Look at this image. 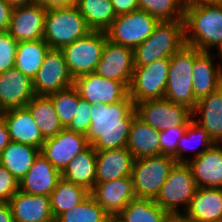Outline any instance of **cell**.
<instances>
[{
	"label": "cell",
	"instance_id": "obj_6",
	"mask_svg": "<svg viewBox=\"0 0 222 222\" xmlns=\"http://www.w3.org/2000/svg\"><path fill=\"white\" fill-rule=\"evenodd\" d=\"M176 163L168 155L135 159L131 177L136 198L155 200Z\"/></svg>",
	"mask_w": 222,
	"mask_h": 222
},
{
	"label": "cell",
	"instance_id": "obj_27",
	"mask_svg": "<svg viewBox=\"0 0 222 222\" xmlns=\"http://www.w3.org/2000/svg\"><path fill=\"white\" fill-rule=\"evenodd\" d=\"M184 212L196 222H222V189L197 188Z\"/></svg>",
	"mask_w": 222,
	"mask_h": 222
},
{
	"label": "cell",
	"instance_id": "obj_13",
	"mask_svg": "<svg viewBox=\"0 0 222 222\" xmlns=\"http://www.w3.org/2000/svg\"><path fill=\"white\" fill-rule=\"evenodd\" d=\"M73 86L92 105L113 104L129 96V88L123 82L106 79L95 72L75 78Z\"/></svg>",
	"mask_w": 222,
	"mask_h": 222
},
{
	"label": "cell",
	"instance_id": "obj_3",
	"mask_svg": "<svg viewBox=\"0 0 222 222\" xmlns=\"http://www.w3.org/2000/svg\"><path fill=\"white\" fill-rule=\"evenodd\" d=\"M184 21L159 22L153 33L133 50L134 66L170 58L185 45Z\"/></svg>",
	"mask_w": 222,
	"mask_h": 222
},
{
	"label": "cell",
	"instance_id": "obj_29",
	"mask_svg": "<svg viewBox=\"0 0 222 222\" xmlns=\"http://www.w3.org/2000/svg\"><path fill=\"white\" fill-rule=\"evenodd\" d=\"M39 153L34 146L11 141L0 154V164L20 182Z\"/></svg>",
	"mask_w": 222,
	"mask_h": 222
},
{
	"label": "cell",
	"instance_id": "obj_51",
	"mask_svg": "<svg viewBox=\"0 0 222 222\" xmlns=\"http://www.w3.org/2000/svg\"><path fill=\"white\" fill-rule=\"evenodd\" d=\"M218 52H217V54H218V57L220 58V66H221V68H222V44L221 45H219V47L216 49Z\"/></svg>",
	"mask_w": 222,
	"mask_h": 222
},
{
	"label": "cell",
	"instance_id": "obj_1",
	"mask_svg": "<svg viewBox=\"0 0 222 222\" xmlns=\"http://www.w3.org/2000/svg\"><path fill=\"white\" fill-rule=\"evenodd\" d=\"M91 125L86 134L89 145L96 151L127 147L131 123L137 115L132 99L113 104L91 106Z\"/></svg>",
	"mask_w": 222,
	"mask_h": 222
},
{
	"label": "cell",
	"instance_id": "obj_14",
	"mask_svg": "<svg viewBox=\"0 0 222 222\" xmlns=\"http://www.w3.org/2000/svg\"><path fill=\"white\" fill-rule=\"evenodd\" d=\"M88 146L86 135L64 128L45 140L40 153L62 173L69 162Z\"/></svg>",
	"mask_w": 222,
	"mask_h": 222
},
{
	"label": "cell",
	"instance_id": "obj_45",
	"mask_svg": "<svg viewBox=\"0 0 222 222\" xmlns=\"http://www.w3.org/2000/svg\"><path fill=\"white\" fill-rule=\"evenodd\" d=\"M46 10L50 8L70 7L77 3V0H35Z\"/></svg>",
	"mask_w": 222,
	"mask_h": 222
},
{
	"label": "cell",
	"instance_id": "obj_41",
	"mask_svg": "<svg viewBox=\"0 0 222 222\" xmlns=\"http://www.w3.org/2000/svg\"><path fill=\"white\" fill-rule=\"evenodd\" d=\"M91 106L92 104L87 100L80 98L76 115L66 129L86 135L91 125Z\"/></svg>",
	"mask_w": 222,
	"mask_h": 222
},
{
	"label": "cell",
	"instance_id": "obj_22",
	"mask_svg": "<svg viewBox=\"0 0 222 222\" xmlns=\"http://www.w3.org/2000/svg\"><path fill=\"white\" fill-rule=\"evenodd\" d=\"M62 178L59 172L41 153L19 183V190L30 195L50 196Z\"/></svg>",
	"mask_w": 222,
	"mask_h": 222
},
{
	"label": "cell",
	"instance_id": "obj_16",
	"mask_svg": "<svg viewBox=\"0 0 222 222\" xmlns=\"http://www.w3.org/2000/svg\"><path fill=\"white\" fill-rule=\"evenodd\" d=\"M45 15L46 9L36 2L16 7L8 31L17 42L43 39Z\"/></svg>",
	"mask_w": 222,
	"mask_h": 222
},
{
	"label": "cell",
	"instance_id": "obj_53",
	"mask_svg": "<svg viewBox=\"0 0 222 222\" xmlns=\"http://www.w3.org/2000/svg\"><path fill=\"white\" fill-rule=\"evenodd\" d=\"M220 89L222 91V76H221V79H220Z\"/></svg>",
	"mask_w": 222,
	"mask_h": 222
},
{
	"label": "cell",
	"instance_id": "obj_17",
	"mask_svg": "<svg viewBox=\"0 0 222 222\" xmlns=\"http://www.w3.org/2000/svg\"><path fill=\"white\" fill-rule=\"evenodd\" d=\"M35 96L33 80L15 67L0 73V112L26 107Z\"/></svg>",
	"mask_w": 222,
	"mask_h": 222
},
{
	"label": "cell",
	"instance_id": "obj_7",
	"mask_svg": "<svg viewBox=\"0 0 222 222\" xmlns=\"http://www.w3.org/2000/svg\"><path fill=\"white\" fill-rule=\"evenodd\" d=\"M106 41L105 31L92 30L86 36L60 49L73 79L95 72Z\"/></svg>",
	"mask_w": 222,
	"mask_h": 222
},
{
	"label": "cell",
	"instance_id": "obj_23",
	"mask_svg": "<svg viewBox=\"0 0 222 222\" xmlns=\"http://www.w3.org/2000/svg\"><path fill=\"white\" fill-rule=\"evenodd\" d=\"M14 222H50V196L30 195L18 190L8 202Z\"/></svg>",
	"mask_w": 222,
	"mask_h": 222
},
{
	"label": "cell",
	"instance_id": "obj_33",
	"mask_svg": "<svg viewBox=\"0 0 222 222\" xmlns=\"http://www.w3.org/2000/svg\"><path fill=\"white\" fill-rule=\"evenodd\" d=\"M76 6L93 31H106L117 17L111 0H77Z\"/></svg>",
	"mask_w": 222,
	"mask_h": 222
},
{
	"label": "cell",
	"instance_id": "obj_4",
	"mask_svg": "<svg viewBox=\"0 0 222 222\" xmlns=\"http://www.w3.org/2000/svg\"><path fill=\"white\" fill-rule=\"evenodd\" d=\"M92 30L76 5L46 10L43 40L51 49H62Z\"/></svg>",
	"mask_w": 222,
	"mask_h": 222
},
{
	"label": "cell",
	"instance_id": "obj_47",
	"mask_svg": "<svg viewBox=\"0 0 222 222\" xmlns=\"http://www.w3.org/2000/svg\"><path fill=\"white\" fill-rule=\"evenodd\" d=\"M11 142L10 134L3 116L0 114V154L4 148Z\"/></svg>",
	"mask_w": 222,
	"mask_h": 222
},
{
	"label": "cell",
	"instance_id": "obj_30",
	"mask_svg": "<svg viewBox=\"0 0 222 222\" xmlns=\"http://www.w3.org/2000/svg\"><path fill=\"white\" fill-rule=\"evenodd\" d=\"M50 49L43 39L18 42L14 67L33 79Z\"/></svg>",
	"mask_w": 222,
	"mask_h": 222
},
{
	"label": "cell",
	"instance_id": "obj_49",
	"mask_svg": "<svg viewBox=\"0 0 222 222\" xmlns=\"http://www.w3.org/2000/svg\"><path fill=\"white\" fill-rule=\"evenodd\" d=\"M5 1L13 8L35 2V0H5Z\"/></svg>",
	"mask_w": 222,
	"mask_h": 222
},
{
	"label": "cell",
	"instance_id": "obj_11",
	"mask_svg": "<svg viewBox=\"0 0 222 222\" xmlns=\"http://www.w3.org/2000/svg\"><path fill=\"white\" fill-rule=\"evenodd\" d=\"M137 116L158 131L175 126H188L192 111L165 98L138 102L134 105Z\"/></svg>",
	"mask_w": 222,
	"mask_h": 222
},
{
	"label": "cell",
	"instance_id": "obj_2",
	"mask_svg": "<svg viewBox=\"0 0 222 222\" xmlns=\"http://www.w3.org/2000/svg\"><path fill=\"white\" fill-rule=\"evenodd\" d=\"M185 43L200 51L222 44V2L185 5Z\"/></svg>",
	"mask_w": 222,
	"mask_h": 222
},
{
	"label": "cell",
	"instance_id": "obj_52",
	"mask_svg": "<svg viewBox=\"0 0 222 222\" xmlns=\"http://www.w3.org/2000/svg\"><path fill=\"white\" fill-rule=\"evenodd\" d=\"M107 222H121L116 216H110Z\"/></svg>",
	"mask_w": 222,
	"mask_h": 222
},
{
	"label": "cell",
	"instance_id": "obj_20",
	"mask_svg": "<svg viewBox=\"0 0 222 222\" xmlns=\"http://www.w3.org/2000/svg\"><path fill=\"white\" fill-rule=\"evenodd\" d=\"M215 52L200 51L196 48V59L193 65V93L198 102L210 93L220 88L222 68L220 63L215 64Z\"/></svg>",
	"mask_w": 222,
	"mask_h": 222
},
{
	"label": "cell",
	"instance_id": "obj_36",
	"mask_svg": "<svg viewBox=\"0 0 222 222\" xmlns=\"http://www.w3.org/2000/svg\"><path fill=\"white\" fill-rule=\"evenodd\" d=\"M110 215L90 194L80 204L60 214L57 222H107Z\"/></svg>",
	"mask_w": 222,
	"mask_h": 222
},
{
	"label": "cell",
	"instance_id": "obj_5",
	"mask_svg": "<svg viewBox=\"0 0 222 222\" xmlns=\"http://www.w3.org/2000/svg\"><path fill=\"white\" fill-rule=\"evenodd\" d=\"M196 48L185 44L170 57V67L164 98L193 111L197 104L193 93V65Z\"/></svg>",
	"mask_w": 222,
	"mask_h": 222
},
{
	"label": "cell",
	"instance_id": "obj_40",
	"mask_svg": "<svg viewBox=\"0 0 222 222\" xmlns=\"http://www.w3.org/2000/svg\"><path fill=\"white\" fill-rule=\"evenodd\" d=\"M187 126H175L171 129L160 131L161 155L173 157L177 162V145L179 139L185 134Z\"/></svg>",
	"mask_w": 222,
	"mask_h": 222
},
{
	"label": "cell",
	"instance_id": "obj_44",
	"mask_svg": "<svg viewBox=\"0 0 222 222\" xmlns=\"http://www.w3.org/2000/svg\"><path fill=\"white\" fill-rule=\"evenodd\" d=\"M13 9L5 0H0V31L9 29Z\"/></svg>",
	"mask_w": 222,
	"mask_h": 222
},
{
	"label": "cell",
	"instance_id": "obj_42",
	"mask_svg": "<svg viewBox=\"0 0 222 222\" xmlns=\"http://www.w3.org/2000/svg\"><path fill=\"white\" fill-rule=\"evenodd\" d=\"M19 181L0 164V202L8 203L19 190Z\"/></svg>",
	"mask_w": 222,
	"mask_h": 222
},
{
	"label": "cell",
	"instance_id": "obj_46",
	"mask_svg": "<svg viewBox=\"0 0 222 222\" xmlns=\"http://www.w3.org/2000/svg\"><path fill=\"white\" fill-rule=\"evenodd\" d=\"M163 222H196L192 217L188 216L184 211L167 212Z\"/></svg>",
	"mask_w": 222,
	"mask_h": 222
},
{
	"label": "cell",
	"instance_id": "obj_32",
	"mask_svg": "<svg viewBox=\"0 0 222 222\" xmlns=\"http://www.w3.org/2000/svg\"><path fill=\"white\" fill-rule=\"evenodd\" d=\"M90 195L83 186L61 178L50 194V209L54 219L65 211L80 204Z\"/></svg>",
	"mask_w": 222,
	"mask_h": 222
},
{
	"label": "cell",
	"instance_id": "obj_31",
	"mask_svg": "<svg viewBox=\"0 0 222 222\" xmlns=\"http://www.w3.org/2000/svg\"><path fill=\"white\" fill-rule=\"evenodd\" d=\"M26 107L45 139L56 136L64 129L49 96H35Z\"/></svg>",
	"mask_w": 222,
	"mask_h": 222
},
{
	"label": "cell",
	"instance_id": "obj_26",
	"mask_svg": "<svg viewBox=\"0 0 222 222\" xmlns=\"http://www.w3.org/2000/svg\"><path fill=\"white\" fill-rule=\"evenodd\" d=\"M160 131L146 124L137 115L134 117L127 141V149L134 159L161 155Z\"/></svg>",
	"mask_w": 222,
	"mask_h": 222
},
{
	"label": "cell",
	"instance_id": "obj_25",
	"mask_svg": "<svg viewBox=\"0 0 222 222\" xmlns=\"http://www.w3.org/2000/svg\"><path fill=\"white\" fill-rule=\"evenodd\" d=\"M195 116L200 118L197 119ZM192 120L204 128L215 143H222V91L220 88L197 102L192 111Z\"/></svg>",
	"mask_w": 222,
	"mask_h": 222
},
{
	"label": "cell",
	"instance_id": "obj_12",
	"mask_svg": "<svg viewBox=\"0 0 222 222\" xmlns=\"http://www.w3.org/2000/svg\"><path fill=\"white\" fill-rule=\"evenodd\" d=\"M33 80L37 96H49L74 85L61 50L50 49Z\"/></svg>",
	"mask_w": 222,
	"mask_h": 222
},
{
	"label": "cell",
	"instance_id": "obj_50",
	"mask_svg": "<svg viewBox=\"0 0 222 222\" xmlns=\"http://www.w3.org/2000/svg\"><path fill=\"white\" fill-rule=\"evenodd\" d=\"M185 5L220 3L222 0H184Z\"/></svg>",
	"mask_w": 222,
	"mask_h": 222
},
{
	"label": "cell",
	"instance_id": "obj_37",
	"mask_svg": "<svg viewBox=\"0 0 222 222\" xmlns=\"http://www.w3.org/2000/svg\"><path fill=\"white\" fill-rule=\"evenodd\" d=\"M138 10L145 11L159 22L184 20V0H138Z\"/></svg>",
	"mask_w": 222,
	"mask_h": 222
},
{
	"label": "cell",
	"instance_id": "obj_38",
	"mask_svg": "<svg viewBox=\"0 0 222 222\" xmlns=\"http://www.w3.org/2000/svg\"><path fill=\"white\" fill-rule=\"evenodd\" d=\"M49 97L53 102L60 122L63 127L66 128L76 115L79 99L81 98L78 91L72 86L57 93H53L49 95Z\"/></svg>",
	"mask_w": 222,
	"mask_h": 222
},
{
	"label": "cell",
	"instance_id": "obj_39",
	"mask_svg": "<svg viewBox=\"0 0 222 222\" xmlns=\"http://www.w3.org/2000/svg\"><path fill=\"white\" fill-rule=\"evenodd\" d=\"M18 42L9 31H0V73L14 67Z\"/></svg>",
	"mask_w": 222,
	"mask_h": 222
},
{
	"label": "cell",
	"instance_id": "obj_8",
	"mask_svg": "<svg viewBox=\"0 0 222 222\" xmlns=\"http://www.w3.org/2000/svg\"><path fill=\"white\" fill-rule=\"evenodd\" d=\"M170 58H162L145 66H134L129 97L138 102L164 98Z\"/></svg>",
	"mask_w": 222,
	"mask_h": 222
},
{
	"label": "cell",
	"instance_id": "obj_18",
	"mask_svg": "<svg viewBox=\"0 0 222 222\" xmlns=\"http://www.w3.org/2000/svg\"><path fill=\"white\" fill-rule=\"evenodd\" d=\"M90 194L110 216H117L130 201L136 198L131 176L95 183Z\"/></svg>",
	"mask_w": 222,
	"mask_h": 222
},
{
	"label": "cell",
	"instance_id": "obj_10",
	"mask_svg": "<svg viewBox=\"0 0 222 222\" xmlns=\"http://www.w3.org/2000/svg\"><path fill=\"white\" fill-rule=\"evenodd\" d=\"M158 23L147 12L137 10L117 16L105 32L108 40L134 50L153 33Z\"/></svg>",
	"mask_w": 222,
	"mask_h": 222
},
{
	"label": "cell",
	"instance_id": "obj_35",
	"mask_svg": "<svg viewBox=\"0 0 222 222\" xmlns=\"http://www.w3.org/2000/svg\"><path fill=\"white\" fill-rule=\"evenodd\" d=\"M194 143H196L198 146L201 145L202 148L200 150H196L197 145H193ZM214 144L215 142L212 140L209 133L195 121L191 120L186 127L185 134L179 139L177 145V163H186L189 161L190 158L184 157V154L190 152V150L196 152L194 153V156L191 157L195 158L200 156L204 151L209 149Z\"/></svg>",
	"mask_w": 222,
	"mask_h": 222
},
{
	"label": "cell",
	"instance_id": "obj_34",
	"mask_svg": "<svg viewBox=\"0 0 222 222\" xmlns=\"http://www.w3.org/2000/svg\"><path fill=\"white\" fill-rule=\"evenodd\" d=\"M166 214L154 199L135 198L116 217L121 222H163Z\"/></svg>",
	"mask_w": 222,
	"mask_h": 222
},
{
	"label": "cell",
	"instance_id": "obj_24",
	"mask_svg": "<svg viewBox=\"0 0 222 222\" xmlns=\"http://www.w3.org/2000/svg\"><path fill=\"white\" fill-rule=\"evenodd\" d=\"M96 183L131 176L134 157L126 148L96 151Z\"/></svg>",
	"mask_w": 222,
	"mask_h": 222
},
{
	"label": "cell",
	"instance_id": "obj_21",
	"mask_svg": "<svg viewBox=\"0 0 222 222\" xmlns=\"http://www.w3.org/2000/svg\"><path fill=\"white\" fill-rule=\"evenodd\" d=\"M0 114L4 118L11 141L28 144L41 150L46 139L27 107L7 109Z\"/></svg>",
	"mask_w": 222,
	"mask_h": 222
},
{
	"label": "cell",
	"instance_id": "obj_28",
	"mask_svg": "<svg viewBox=\"0 0 222 222\" xmlns=\"http://www.w3.org/2000/svg\"><path fill=\"white\" fill-rule=\"evenodd\" d=\"M96 163V150L89 145L69 162L61 173L62 178L91 192L96 183Z\"/></svg>",
	"mask_w": 222,
	"mask_h": 222
},
{
	"label": "cell",
	"instance_id": "obj_15",
	"mask_svg": "<svg viewBox=\"0 0 222 222\" xmlns=\"http://www.w3.org/2000/svg\"><path fill=\"white\" fill-rule=\"evenodd\" d=\"M133 71V49L107 39L95 73L106 79L123 82L129 88Z\"/></svg>",
	"mask_w": 222,
	"mask_h": 222
},
{
	"label": "cell",
	"instance_id": "obj_48",
	"mask_svg": "<svg viewBox=\"0 0 222 222\" xmlns=\"http://www.w3.org/2000/svg\"><path fill=\"white\" fill-rule=\"evenodd\" d=\"M0 222H14L9 203L0 202Z\"/></svg>",
	"mask_w": 222,
	"mask_h": 222
},
{
	"label": "cell",
	"instance_id": "obj_43",
	"mask_svg": "<svg viewBox=\"0 0 222 222\" xmlns=\"http://www.w3.org/2000/svg\"><path fill=\"white\" fill-rule=\"evenodd\" d=\"M116 16L138 10V0H111Z\"/></svg>",
	"mask_w": 222,
	"mask_h": 222
},
{
	"label": "cell",
	"instance_id": "obj_9",
	"mask_svg": "<svg viewBox=\"0 0 222 222\" xmlns=\"http://www.w3.org/2000/svg\"><path fill=\"white\" fill-rule=\"evenodd\" d=\"M196 190V182L188 164L176 163L155 202L167 212L181 211L180 207L185 211Z\"/></svg>",
	"mask_w": 222,
	"mask_h": 222
},
{
	"label": "cell",
	"instance_id": "obj_19",
	"mask_svg": "<svg viewBox=\"0 0 222 222\" xmlns=\"http://www.w3.org/2000/svg\"><path fill=\"white\" fill-rule=\"evenodd\" d=\"M186 163L192 171L197 188L222 189V143H215Z\"/></svg>",
	"mask_w": 222,
	"mask_h": 222
}]
</instances>
